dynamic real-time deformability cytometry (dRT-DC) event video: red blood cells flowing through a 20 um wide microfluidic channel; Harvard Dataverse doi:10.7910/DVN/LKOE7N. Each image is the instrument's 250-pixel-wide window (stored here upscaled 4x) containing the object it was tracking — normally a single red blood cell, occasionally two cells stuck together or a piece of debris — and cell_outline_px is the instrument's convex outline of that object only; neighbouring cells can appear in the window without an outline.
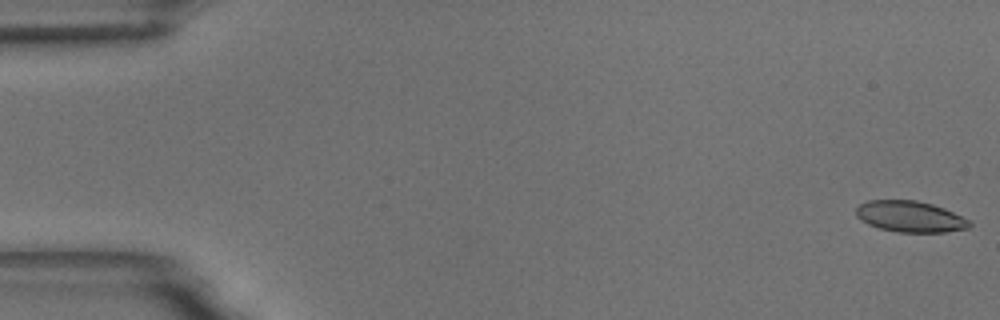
{"species": "common noctule bat (a hibernating species)", "species_latin": "Nyctalus noctula", "temperature_condition": "room temperature", "stored_images_in_passage": 56, "camera_frame_rate_fps": 3000, "um_per_image_px": 0.085, "animal": {"sex": "male", "body_mass_g": 18.8}, "frame": {"image": 1, "passage_image": 1, "time_ms": 0.0, "image_size_px": [1000, 320], "cell_outline_px": [[972, 224], [968, 228], [944, 232], [896, 232], [880, 228], [868, 224], [860, 220], [856, 216], [856, 208], [860, 204], [868, 200], [916, 200], [932, 204], [944, 208], [968, 220]], "centroid_in_image_um": [77.32, 18.4], "position_along_channel_um": 7.7, "area_um2": 20.46}}
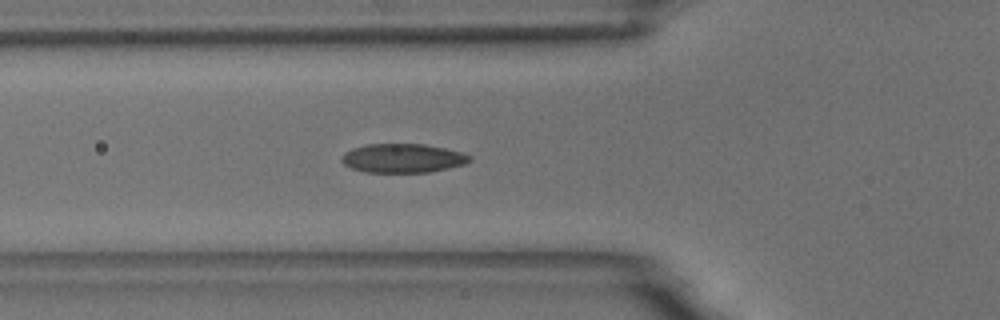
{"frame": {"image": 2, "passage_image": 20, "time_ms": 6.333, "image_size_px": [1000, 320], "cell_outline_px": [[472, 160], [464, 164], [448, 168], [428, 172], [364, 172], [352, 168], [344, 164], [340, 160], [344, 152], [352, 148], [368, 144], [424, 144], [444, 148], [460, 152], [472, 156]], "centroid_in_image_um": [34.22, 13.44], "position_along_channel_um": 91.6, "area_um2": 21.56}}
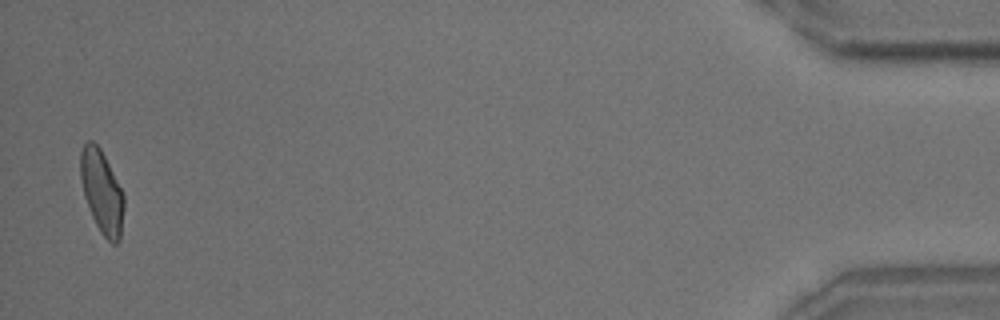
{"frame": {"image": 3, "passage_image": 55, "time_ms": 18.0, "image_size_px": [1000, 320], "cell_outline_px": [[124, 208], [120, 240], [116, 244], [112, 244], [100, 232], [92, 216], [84, 196], [80, 176], [80, 152], [84, 144], [88, 140], [92, 140], [100, 148], [124, 196]], "centroid_in_image_um": [8.64, 16.32], "position_along_channel_um": 426.6, "area_um2": 20.81}, "authors_computed_cell_mechanics": {"area_um2": 21.2415, "velocity_mm_per_s": 3.6291, "shape_relaxation_time_tau1_ms": 3.4716, "shape_relaxation_time_tau2_ms": 1.347, "deformation_change_tau1": 0.121, "deformation_change_tau2": 0.0754}}